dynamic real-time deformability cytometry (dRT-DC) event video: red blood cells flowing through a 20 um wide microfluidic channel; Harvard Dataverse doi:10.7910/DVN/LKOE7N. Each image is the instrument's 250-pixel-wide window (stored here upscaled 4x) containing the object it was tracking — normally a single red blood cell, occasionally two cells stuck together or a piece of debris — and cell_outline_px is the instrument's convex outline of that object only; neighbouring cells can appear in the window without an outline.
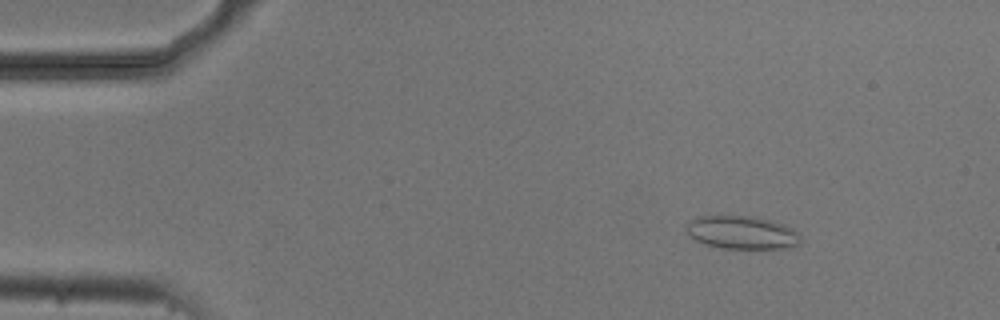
{"species": "common noctule bat (a hibernating species)", "species_latin": "Nyctalus noctula", "temperature_condition": "cold", "stored_images_in_passage": 54, "camera_frame_rate_fps": 3000, "um_per_image_px": 0.085, "animal": {"sex": "male", "body_mass_g": 20.5, "forearm_length_mm": 52.5}, "frame": {"image": 1, "passage_image": 7, "time_ms": 2.0, "image_size_px": [1000, 320], "cell_outline_px": [[800, 244], [784, 248], [720, 248], [704, 244], [688, 236], [688, 224], [692, 220], [700, 216], [716, 212], [756, 216], [772, 220], [784, 224], [792, 228], [800, 236]], "centroid_in_image_um": [63.03, 19.71], "position_along_channel_um": 22.0, "area_um2": 22.77}}
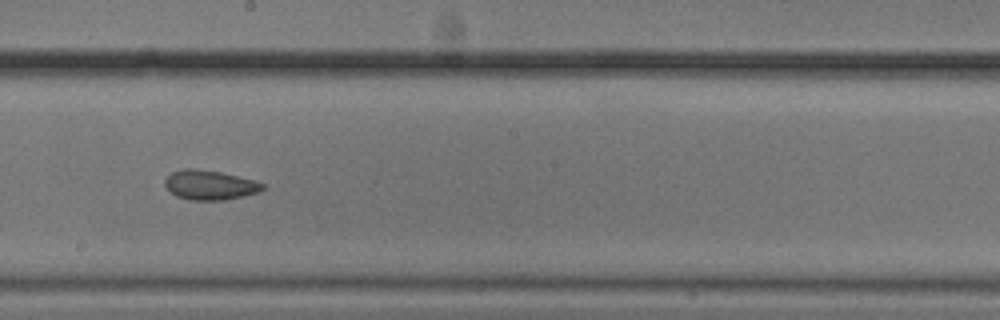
{"frame": {"image": 2, "passage_image": 30, "time_ms": 9.667, "image_size_px": [1000, 320], "cell_outline_px": [[264, 188], [260, 192], [224, 200], [188, 200], [176, 196], [164, 184], [164, 180], [172, 172], [184, 168], [196, 168], [220, 172], [252, 180], [264, 184]], "centroid_in_image_um": [17.81, 15.73], "position_along_channel_um": 230.4, "area_um2": 16.7}}
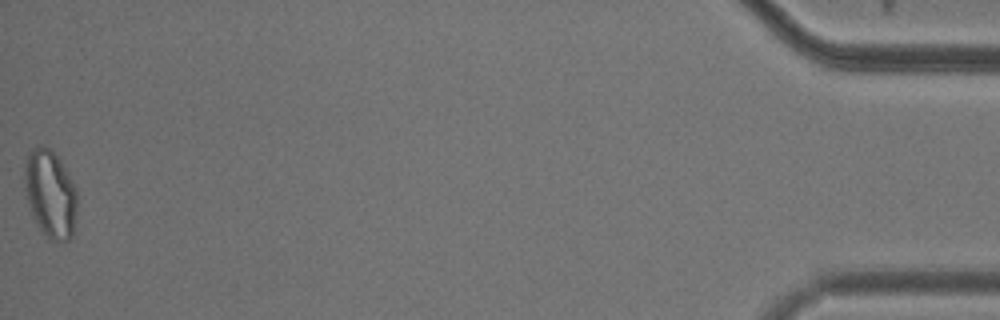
{"frame": {"image": 3, "passage_image": 54, "time_ms": 17.667, "image_size_px": [1000, 320], "cell_outline_px": [[76, 212], [72, 236], [68, 240], [60, 244], [48, 240], [32, 216], [28, 204], [24, 176], [24, 160], [28, 152], [36, 144], [44, 144], [60, 160], [68, 172], [76, 188]], "centroid_in_image_um": [4.26, 16.48], "position_along_channel_um": 430.9, "area_um2": 27.28}, "authors_computed_cell_mechanics": {"area_um2": 19.0162, "velocity_mm_per_s": 3.7207, "shape_relaxation_time_tau1_ms": 4.2469, "shape_relaxation_time_tau2_ms": 1.6333, "deformation_change_tau1": 0.1036, "deformation_change_tau2": 0.0685}}